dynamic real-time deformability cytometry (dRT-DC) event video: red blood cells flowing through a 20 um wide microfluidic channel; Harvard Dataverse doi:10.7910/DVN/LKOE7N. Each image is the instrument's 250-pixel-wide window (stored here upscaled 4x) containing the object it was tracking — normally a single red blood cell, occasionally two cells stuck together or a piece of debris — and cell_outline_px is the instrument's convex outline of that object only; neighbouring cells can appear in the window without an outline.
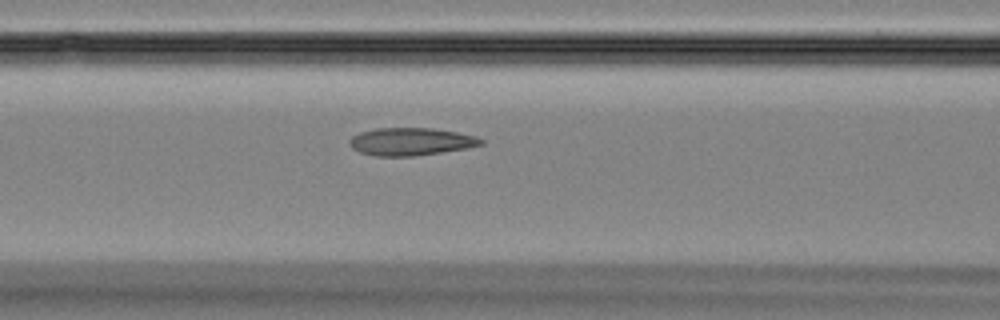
{"species": "Egyptian fruit bat (a non-hibernating species)", "species_latin": "Rousettus aegyptiacus", "temperature_condition": "room temperature", "stored_images_in_passage": 32, "camera_frame_rate_fps": 3000, "um_per_image_px": 0.085, "animal": {"sex": "female"}, "frame": {"image": 1, "passage_image": 7, "time_ms": 2.0, "image_size_px": [1000, 320], "cell_outline_px": [[484, 144], [468, 148], [412, 156], [376, 156], [360, 152], [352, 148], [348, 144], [348, 140], [352, 136], [360, 132], [376, 128], [432, 128], [456, 132], [476, 136], [484, 140]], "centroid_in_image_um": [34.91, 12.03], "position_along_channel_um": 131.7, "area_um2": 21.21}}
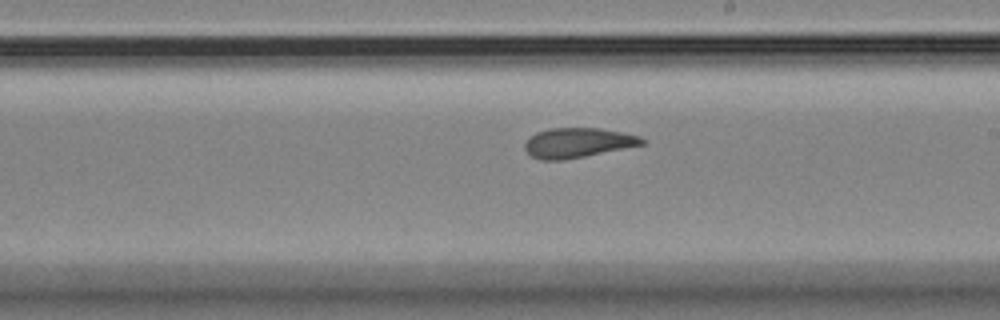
{"frame": {"image": 2, "passage_image": 15, "time_ms": 4.667, "image_size_px": [1000, 320], "cell_outline_px": [[644, 144], [564, 160], [540, 160], [532, 156], [524, 148], [524, 144], [528, 136], [536, 132], [552, 128], [600, 128], [640, 136], [644, 140]], "centroid_in_image_um": [49.05, 12.13], "position_along_channel_um": 240.0, "area_um2": 20.17}}
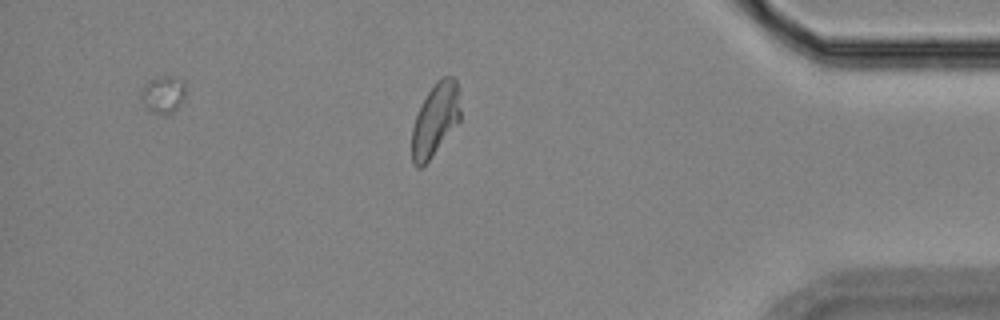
{"frame": {"image": 3, "passage_image": 29, "time_ms": 9.333, "image_size_px": [1000, 320], "cell_outline_px": [[460, 120], [428, 160], [420, 168], [416, 168], [412, 164], [412, 128], [416, 116], [428, 92], [444, 76], [452, 76], [456, 80], [460, 108]], "centroid_in_image_um": [36.98, 10.2], "position_along_channel_um": 398.2, "area_um2": 19.88}}